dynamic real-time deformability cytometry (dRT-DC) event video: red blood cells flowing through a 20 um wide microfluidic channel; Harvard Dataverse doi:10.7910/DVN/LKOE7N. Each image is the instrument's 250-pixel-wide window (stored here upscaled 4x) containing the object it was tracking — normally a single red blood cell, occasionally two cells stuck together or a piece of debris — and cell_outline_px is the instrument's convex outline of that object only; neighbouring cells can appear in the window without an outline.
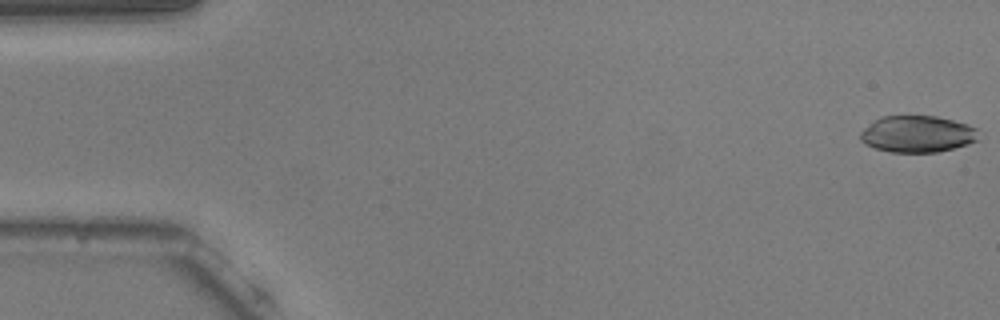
{"species": "common noctule bat (a hibernating species)", "species_latin": "Nyctalus noctula", "temperature_condition": "warm", "stored_images_in_passage": 54, "camera_frame_rate_fps": 3000, "um_per_image_px": 0.085, "animal": {"sex": "male", "body_mass_g": 20.5, "forearm_length_mm": 52.5}, "frame": {"image": 1, "passage_image": 1, "time_ms": 0.0, "image_size_px": [1000, 320], "cell_outline_px": [[980, 140], [968, 144], [936, 152], [892, 152], [876, 148], [864, 144], [860, 140], [860, 132], [864, 128], [880, 116], [936, 116], [968, 124], [976, 128]], "centroid_in_image_um": [77.98, 11.39], "position_along_channel_um": 7.0, "area_um2": 25.26}}
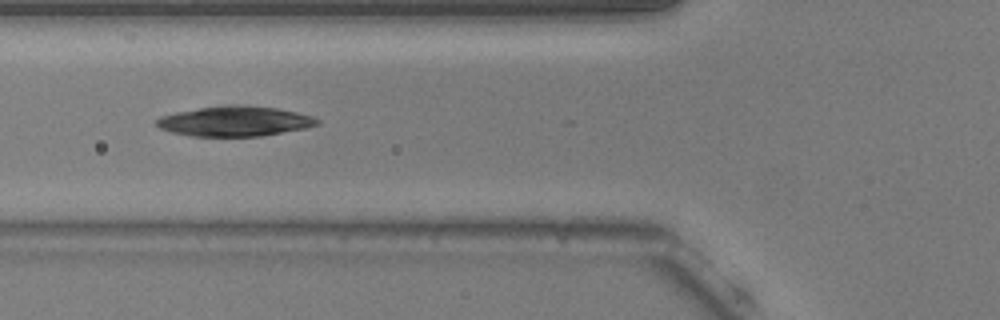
{"frame": {"image": 2, "passage_image": 20, "time_ms": 6.333, "image_size_px": [1000, 320], "cell_outline_px": [[320, 124], [304, 128], [260, 136], [192, 136], [172, 132], [160, 128], [156, 124], [156, 120], [160, 116], [176, 112], [224, 104], [248, 104], [276, 108], [296, 112], [312, 116], [320, 120]], "centroid_in_image_um": [19.96, 10.28], "position_along_channel_um": 105.8, "area_um2": 28.21}}
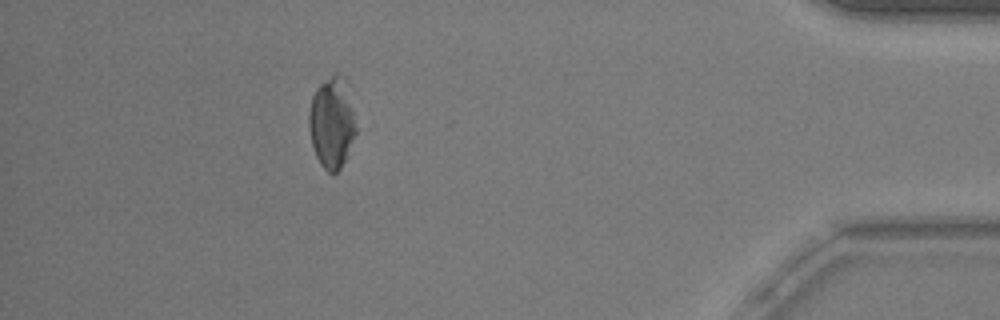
{"frame": {"image": 3, "passage_image": 48, "time_ms": 15.667, "image_size_px": [1000, 320], "cell_outline_px": [[356, 132], [344, 160], [340, 168], [332, 176], [320, 164], [316, 156], [312, 144], [308, 124], [308, 116], [312, 96], [316, 88], [320, 84], [336, 72], [344, 76], [348, 80], [356, 128]], "centroid_in_image_um": [28.21, 10.38], "position_along_channel_um": 407.0, "area_um2": 25.14}, "authors_computed_cell_mechanics": {"area_um2": 27.9174, "velocity_mm_per_s": 3.782, "shape_relaxation_time_tau1_ms": 4.4753, "shape_relaxation_time_tau2_ms": null, "deformation_change_tau1": 0.1117, "deformation_change_tau2": null}}